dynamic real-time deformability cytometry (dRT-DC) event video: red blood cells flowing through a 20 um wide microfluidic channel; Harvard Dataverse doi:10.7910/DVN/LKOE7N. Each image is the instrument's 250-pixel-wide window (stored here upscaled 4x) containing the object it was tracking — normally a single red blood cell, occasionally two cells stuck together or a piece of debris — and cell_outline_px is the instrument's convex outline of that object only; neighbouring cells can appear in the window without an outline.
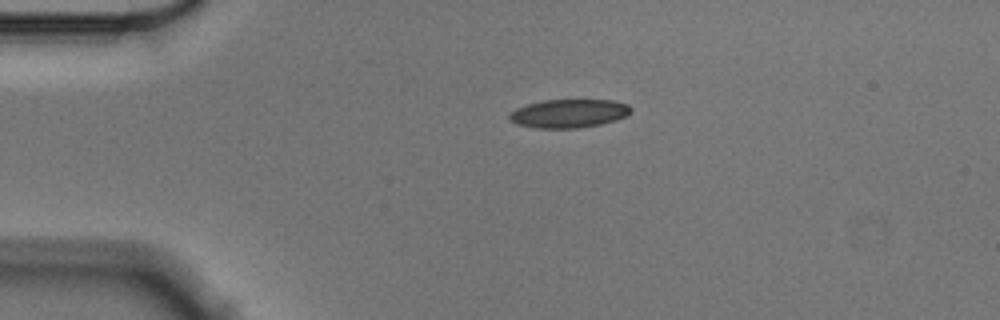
{"species": "Egyptian fruit bat (a non-hibernating species)", "species_latin": "Rousettus aegyptiacus", "temperature_condition": "cold", "stored_images_in_passage": 45, "camera_frame_rate_fps": 3000, "um_per_image_px": 0.085, "animal": {"sex": "male"}, "frame": {"image": 1, "passage_image": 1, "time_ms": 0.0, "image_size_px": [1000, 320], "cell_outline_px": [[632, 112], [616, 120], [600, 124], [576, 128], [536, 128], [516, 124], [508, 116], [516, 108], [528, 104], [544, 100], [616, 100], [628, 104], [632, 108]], "centroid_in_image_um": [48.38, 9.64], "position_along_channel_um": 36.6, "area_um2": 20.11}}
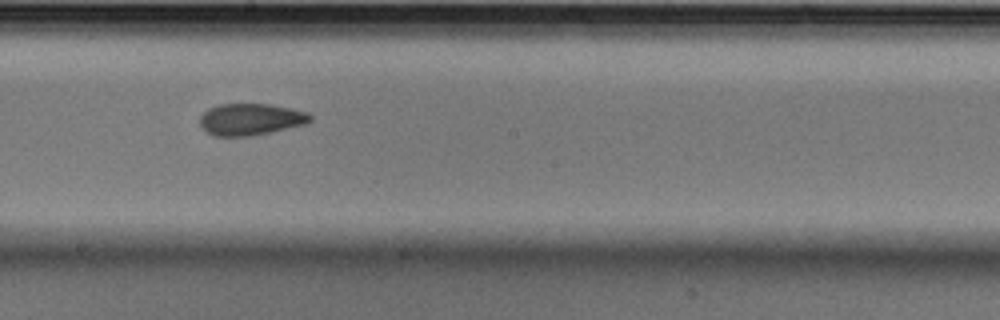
{"frame": {"image": 2, "passage_image": 20, "time_ms": 6.333, "image_size_px": [1000, 320], "cell_outline_px": [[312, 120], [304, 124], [252, 136], [212, 136], [200, 124], [200, 116], [208, 108], [220, 104], [272, 104], [292, 108], [308, 112], [312, 116]], "centroid_in_image_um": [21.31, 10.13], "position_along_channel_um": 226.9, "area_um2": 20.4}}
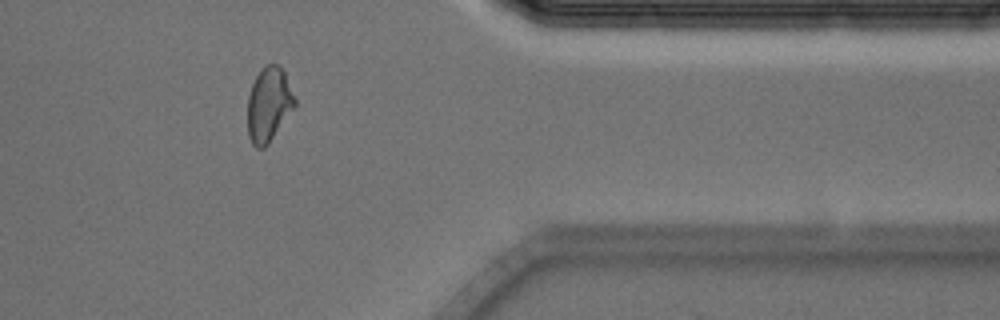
{"frame": {"image": 3, "passage_image": 35, "time_ms": 11.333, "image_size_px": [1000, 320], "cell_outline_px": [[296, 104], [268, 144], [264, 148], [256, 148], [252, 144], [248, 136], [248, 96], [252, 84], [260, 68], [264, 64], [276, 64], [284, 72], [296, 100]], "centroid_in_image_um": [22.82, 8.88], "position_along_channel_um": 388.6, "area_um2": 20.29}, "authors_computed_cell_mechanics": {"area_um2": 20.5768, "velocity_mm_per_s": 3.5514, "shape_relaxation_time_tau1_ms": 7.5637, "shape_relaxation_time_tau2_ms": 2.4085, "deformation_change_tau1": 0.1476, "deformation_change_tau2": 0.0767}}